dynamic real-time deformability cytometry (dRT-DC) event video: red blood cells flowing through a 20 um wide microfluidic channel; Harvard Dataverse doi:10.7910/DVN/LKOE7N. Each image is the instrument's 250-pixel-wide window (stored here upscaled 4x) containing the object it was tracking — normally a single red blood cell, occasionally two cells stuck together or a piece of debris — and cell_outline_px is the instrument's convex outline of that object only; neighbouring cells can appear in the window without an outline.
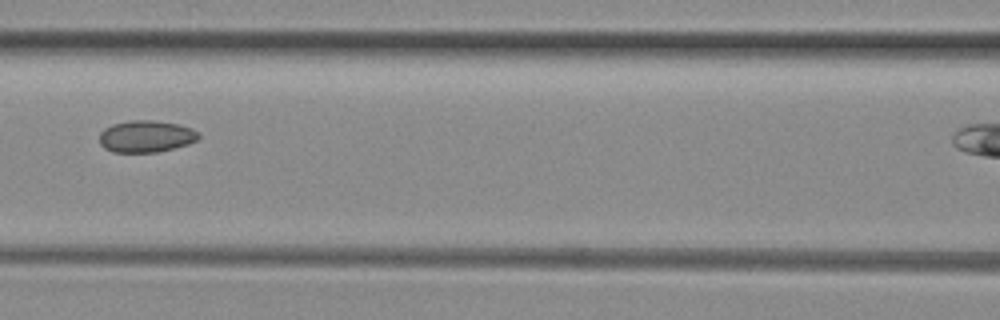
{"species": "common noctule bat (a hibernating species)", "species_latin": "Nyctalus noctula", "temperature_condition": "room temperature", "stored_images_in_passage": 8, "segment_of_instrument_passage": [1, 2], "camera_frame_rate_fps": 3000, "um_per_image_px": 0.085, "animal": {"sex": "female", "body_mass_g": 29.2, "forearm_length_mm": 56.3}, "frame": {"image": 1, "passage_image": 6, "time_ms": 1.667, "image_size_px": [1000, 320], "cell_outline_px": [[200, 136], [196, 140], [188, 144], [156, 152], [112, 152], [104, 148], [100, 144], [100, 132], [104, 128], [112, 124], [132, 120], [152, 120], [180, 124], [192, 128], [200, 132]], "centroid_in_image_um": [12.42, 11.58], "position_along_channel_um": 154.2, "area_um2": 18.5}}
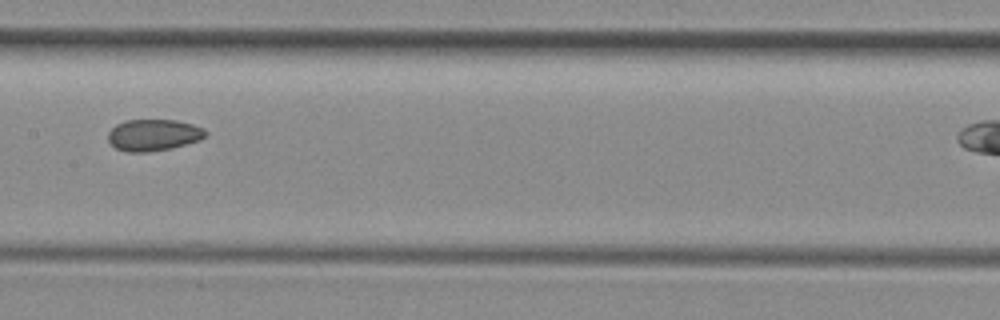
{"frame": {"image": 2, "passage_image": 7, "time_ms": 2.0, "image_size_px": [1000, 320], "cell_outline_px": [[208, 132], [200, 140], [172, 148], [148, 152], [128, 152], [116, 148], [108, 140], [108, 132], [116, 124], [128, 120], [176, 120], [192, 124], [204, 128]], "centroid_in_image_um": [13.05, 11.47], "position_along_channel_um": 194.3, "area_um2": 17.92}}